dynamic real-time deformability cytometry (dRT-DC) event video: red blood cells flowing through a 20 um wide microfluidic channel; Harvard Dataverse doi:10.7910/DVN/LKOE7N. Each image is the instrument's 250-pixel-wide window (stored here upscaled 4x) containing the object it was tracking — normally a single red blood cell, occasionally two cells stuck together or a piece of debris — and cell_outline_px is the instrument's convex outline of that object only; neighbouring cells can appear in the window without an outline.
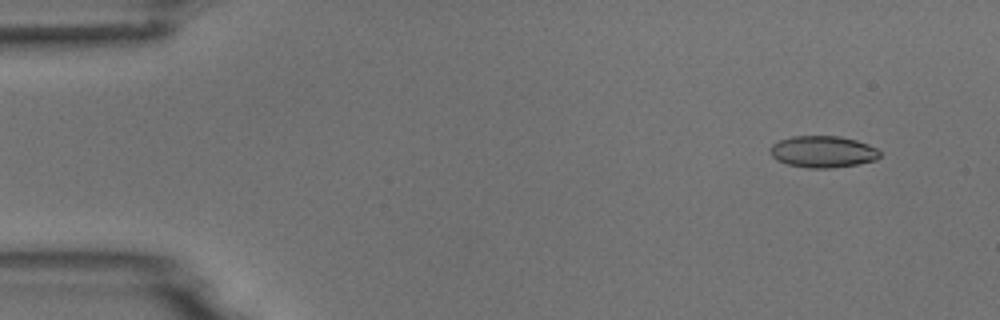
{"species": "common noctule bat (a hibernating species)", "species_latin": "Nyctalus noctula", "temperature_condition": "room temperature", "stored_images_in_passage": 5, "camera_frame_rate_fps": 3000, "um_per_image_px": 0.085, "animal": {"sex": "male", "body_mass_g": 18.8}, "frame": {"image": 1, "passage_image": 2, "time_ms": 1.0, "image_size_px": [1000, 320], "cell_outline_px": [[880, 156], [876, 160], [856, 164], [832, 168], [808, 168], [788, 164], [776, 160], [768, 152], [768, 148], [772, 144], [780, 140], [792, 136], [840, 136], [856, 140], [868, 144], [876, 148], [880, 152]], "centroid_in_image_um": [69.91, 12.89], "position_along_channel_um": 15.1, "area_um2": 20.35}}
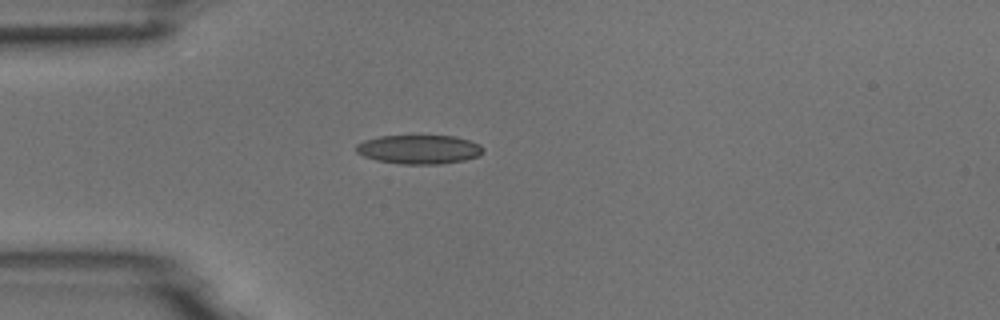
{"frame": {"image": 2, "passage_image": 4, "time_ms": 4.333, "image_size_px": [1000, 320], "cell_outline_px": [[484, 148], [480, 156], [464, 160], [440, 164], [400, 164], [376, 160], [364, 156], [356, 152], [356, 144], [364, 140], [380, 136], [456, 136], [480, 144]], "centroid_in_image_um": [35.63, 12.7], "position_along_channel_um": 49.4, "area_um2": 21.5}}